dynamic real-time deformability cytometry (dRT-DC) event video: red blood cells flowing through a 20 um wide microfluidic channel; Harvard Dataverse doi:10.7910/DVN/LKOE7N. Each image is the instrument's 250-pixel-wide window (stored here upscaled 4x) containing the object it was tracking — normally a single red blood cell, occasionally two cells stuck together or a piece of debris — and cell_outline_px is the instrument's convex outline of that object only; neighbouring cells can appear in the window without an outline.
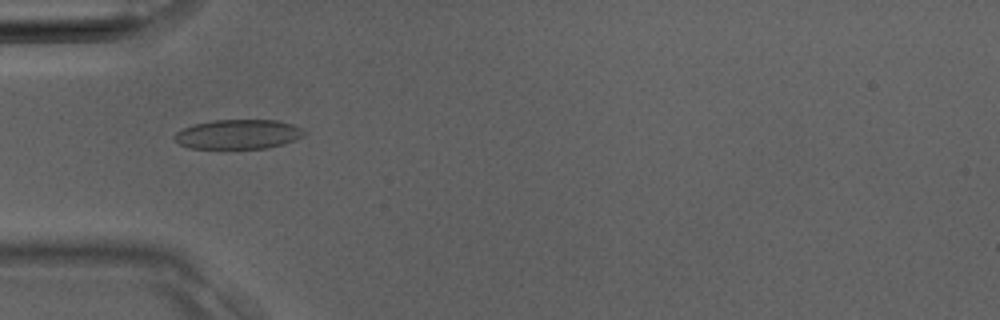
{"species": "Egyptian fruit bat (a non-hibernating species)", "species_latin": "Rousettus aegyptiacus", "temperature_condition": "room temperature", "stored_images_in_passage": 37, "camera_frame_rate_fps": 3000, "um_per_image_px": 0.085, "animal": {"sex": "male"}, "frame": {"image": 1, "passage_image": 12, "time_ms": 3.667, "image_size_px": [1000, 320], "cell_outline_px": [[304, 136], [268, 148], [188, 148], [180, 144], [172, 136], [176, 132], [192, 124], [212, 120], [276, 120], [292, 124], [300, 128], [304, 132]], "centroid_in_image_um": [20.19, 11.4], "position_along_channel_um": 64.8, "area_um2": 22.08}}
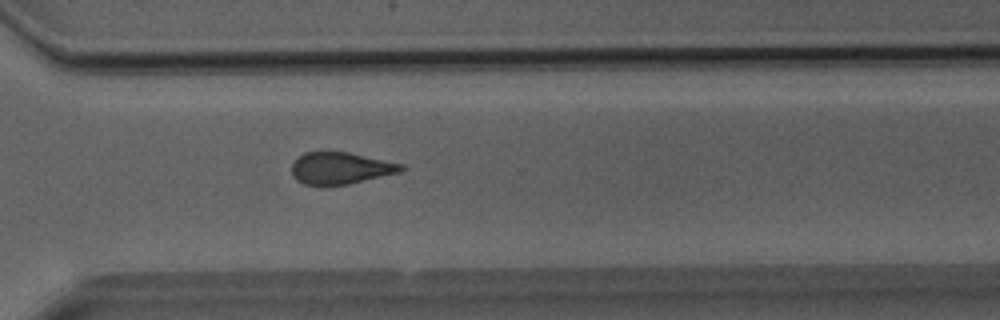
{"frame": {"image": 2, "passage_image": 27, "time_ms": 8.667, "image_size_px": [1000, 320], "cell_outline_px": [[408, 168], [400, 172], [348, 184], [328, 188], [320, 188], [304, 184], [296, 180], [292, 172], [292, 164], [296, 156], [304, 152], [348, 152], [404, 164]], "centroid_in_image_um": [28.91, 14.33], "position_along_channel_um": 341.7, "area_um2": 20.98}}
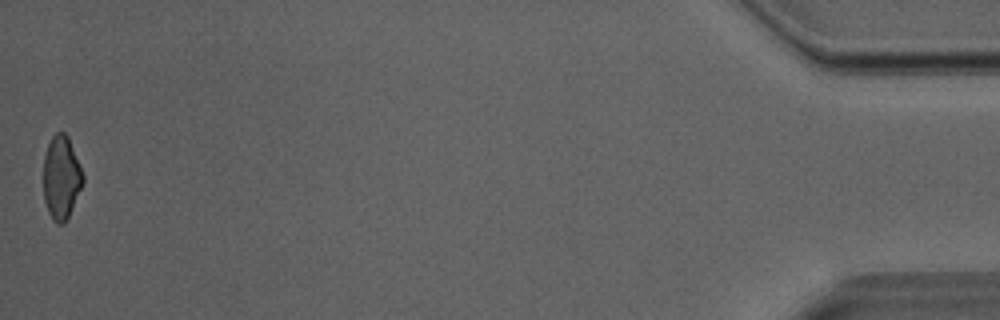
{"frame": {"image": 3, "passage_image": 37, "time_ms": 12.0, "image_size_px": [1000, 320], "cell_outline_px": [[84, 180], [68, 216], [64, 224], [56, 224], [52, 220], [48, 212], [44, 200], [44, 156], [48, 144], [52, 136], [56, 132], [64, 132], [68, 136], [84, 176]], "centroid_in_image_um": [5.2, 15.09], "position_along_channel_um": 430.0, "area_um2": 19.02}}